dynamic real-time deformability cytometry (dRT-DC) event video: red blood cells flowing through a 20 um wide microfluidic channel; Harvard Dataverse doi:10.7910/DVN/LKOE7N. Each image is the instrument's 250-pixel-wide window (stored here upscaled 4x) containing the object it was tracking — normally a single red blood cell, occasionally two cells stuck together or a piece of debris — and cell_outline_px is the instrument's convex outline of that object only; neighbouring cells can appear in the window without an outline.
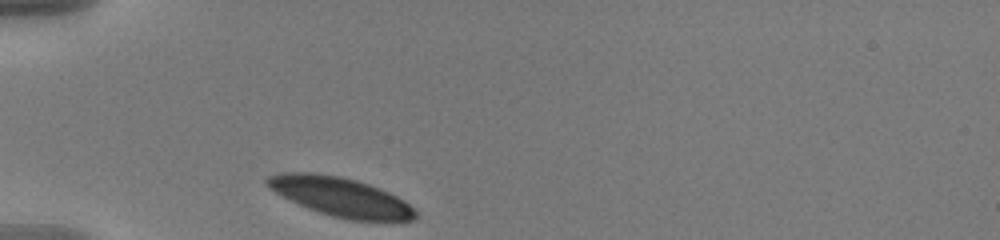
{"species": "human", "species_latin": "Homo sapiens", "temperature_condition": "warm", "stored_images_in_passage": 14, "camera_frame_rate_fps": 3000, "um_per_image_px": 0.085, "donor": {"sex": "male"}, "frame": {"image": 1, "passage_image": 1, "time_ms": 0.0, "image_size_px": [1000, 240], "cell_outline_px": [[420, 216], [416, 220], [400, 224], [392, 224], [352, 220], [332, 216], [308, 208], [268, 188], [264, 180], [268, 176], [284, 172], [312, 172], [340, 176], [356, 180], [380, 188], [404, 200]], "centroid_in_image_um": [29.08, 16.78], "position_along_channel_um": 55.9, "area_um2": 34.45}}
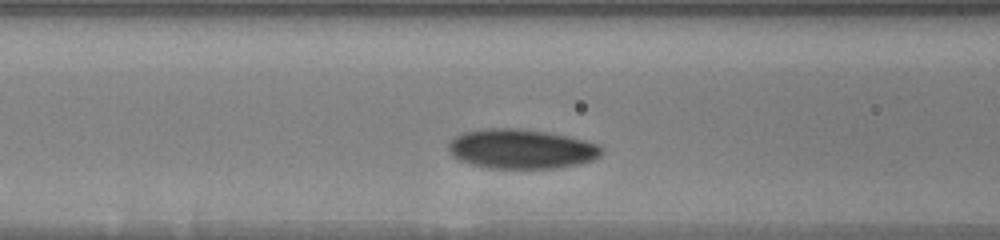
{"frame": {"image": 2, "passage_image": 8, "time_ms": 2.333, "image_size_px": [1000, 240], "cell_outline_px": [[604, 148], [600, 156], [592, 160], [576, 164], [556, 168], [488, 168], [472, 164], [460, 160], [452, 156], [448, 148], [448, 144], [456, 136], [464, 132], [488, 128], [512, 128], [544, 132], [584, 140], [596, 144]], "centroid_in_image_um": [44.29, 12.67], "position_along_channel_um": 122.3, "area_um2": 34.85}}
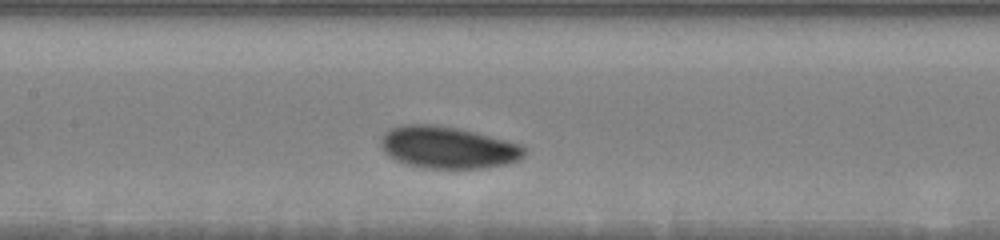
{"frame": {"image": 3, "passage_image": 12, "time_ms": 3.667, "image_size_px": [1000, 240], "cell_outline_px": [[528, 152], [520, 160], [508, 164], [488, 168], [424, 168], [408, 164], [396, 160], [384, 152], [380, 148], [380, 136], [388, 128], [400, 124], [432, 124], [456, 128], [476, 132], [520, 144], [528, 148]], "centroid_in_image_um": [38.07, 12.53], "position_along_channel_um": 169.3, "area_um2": 35.66}}